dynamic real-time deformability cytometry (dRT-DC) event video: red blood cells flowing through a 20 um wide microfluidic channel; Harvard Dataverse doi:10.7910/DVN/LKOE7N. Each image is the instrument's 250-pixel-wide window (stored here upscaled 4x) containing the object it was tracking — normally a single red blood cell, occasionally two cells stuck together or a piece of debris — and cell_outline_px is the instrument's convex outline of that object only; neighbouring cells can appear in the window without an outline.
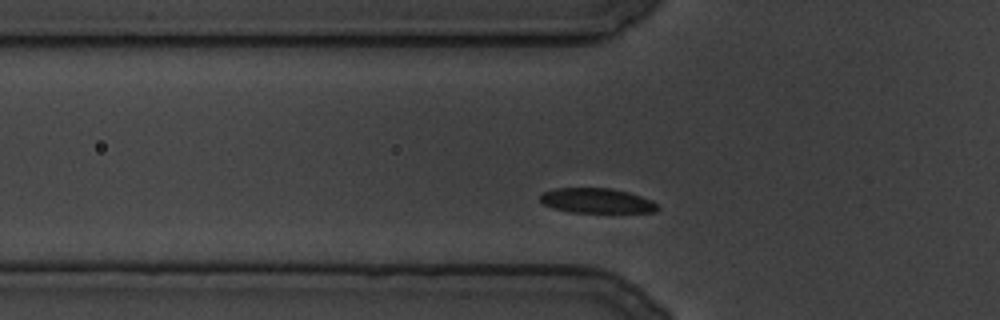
{"species": "common noctule bat (a hibernating species)", "species_latin": "Nyctalus noctula", "temperature_condition": "cold", "stored_images_in_passage": 98, "camera_frame_rate_fps": 3000, "um_per_image_px": 0.085, "animal": {"sex": "male", "body_mass_g": 19.5, "forearm_length_mm": 54.6}, "frame": {"image": 1, "passage_image": 17, "time_ms": 5.333, "image_size_px": [1000, 320], "cell_outline_px": [[660, 208], [656, 212], [568, 212], [552, 208], [544, 204], [540, 200], [540, 196], [544, 192], [552, 188], [612, 188], [628, 192], [652, 200]], "centroid_in_image_um": [50.71, 17.06], "position_along_channel_um": 75.1, "area_um2": 17.05}}
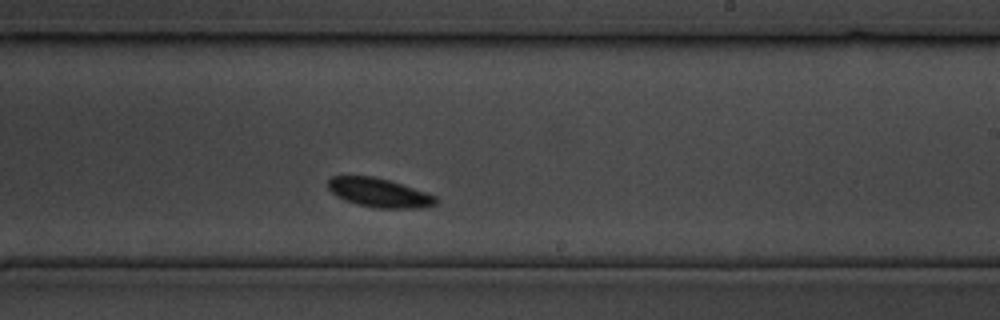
{"frame": {"image": 2, "passage_image": 52, "time_ms": 17.0, "image_size_px": [1000, 320], "cell_outline_px": [[436, 204], [420, 208], [376, 208], [356, 204], [336, 196], [328, 188], [328, 180], [332, 176], [372, 176], [388, 180], [436, 196]], "centroid_in_image_um": [32.19, 16.39], "position_along_channel_um": 256.8, "area_um2": 17.92}}
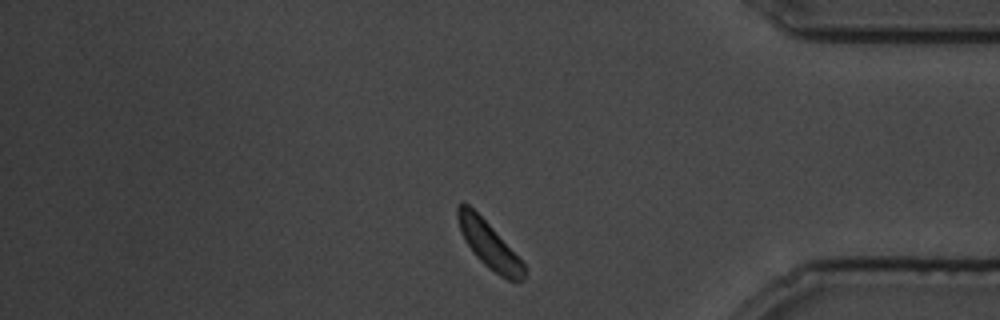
{"frame": {"image": 3, "passage_image": 82, "time_ms": 27.0, "image_size_px": [1000, 320], "cell_outline_px": [[528, 268], [524, 280], [508, 280], [500, 276], [488, 268], [476, 256], [464, 240], [460, 232], [456, 216], [456, 204], [468, 204], [492, 228]], "centroid_in_image_um": [41.55, 20.83], "position_along_channel_um": 393.6, "area_um2": 17.8}}